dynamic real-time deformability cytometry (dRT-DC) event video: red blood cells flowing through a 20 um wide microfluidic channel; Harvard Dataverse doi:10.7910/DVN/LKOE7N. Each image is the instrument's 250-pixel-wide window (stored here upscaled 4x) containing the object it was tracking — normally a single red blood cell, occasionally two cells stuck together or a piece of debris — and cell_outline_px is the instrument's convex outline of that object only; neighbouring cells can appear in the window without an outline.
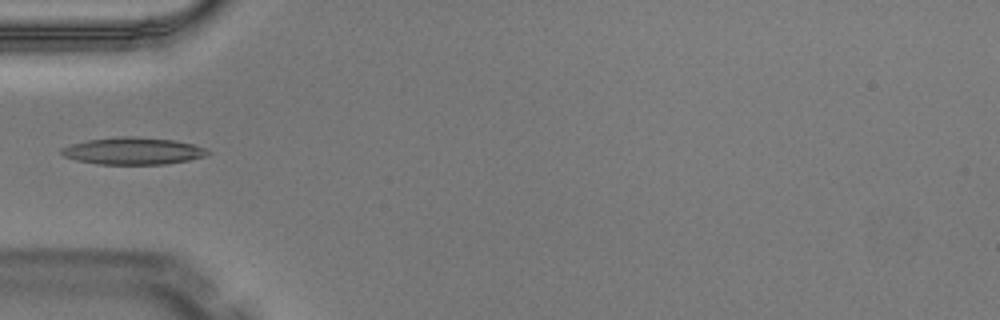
{"species": "Egyptian fruit bat (a non-hibernating species)", "species_latin": "Rousettus aegyptiacus", "temperature_condition": "warm", "stored_images_in_passage": 1, "camera_frame_rate_fps": 3000, "um_per_image_px": 0.085, "animal": {"sex": "male"}, "frame": {"image": 1, "passage_image": 1, "time_ms": 0.0, "image_size_px": [1000, 320], "cell_outline_px": [[212, 152], [208, 156], [188, 160], [164, 164], [96, 164], [76, 160], [64, 156], [60, 152], [60, 148], [72, 144], [88, 140], [124, 136], [136, 136], [176, 140], [192, 144], [204, 148]], "centroid_in_image_um": [11.33, 12.83], "position_along_channel_um": 73.7, "area_um2": 23.12}}